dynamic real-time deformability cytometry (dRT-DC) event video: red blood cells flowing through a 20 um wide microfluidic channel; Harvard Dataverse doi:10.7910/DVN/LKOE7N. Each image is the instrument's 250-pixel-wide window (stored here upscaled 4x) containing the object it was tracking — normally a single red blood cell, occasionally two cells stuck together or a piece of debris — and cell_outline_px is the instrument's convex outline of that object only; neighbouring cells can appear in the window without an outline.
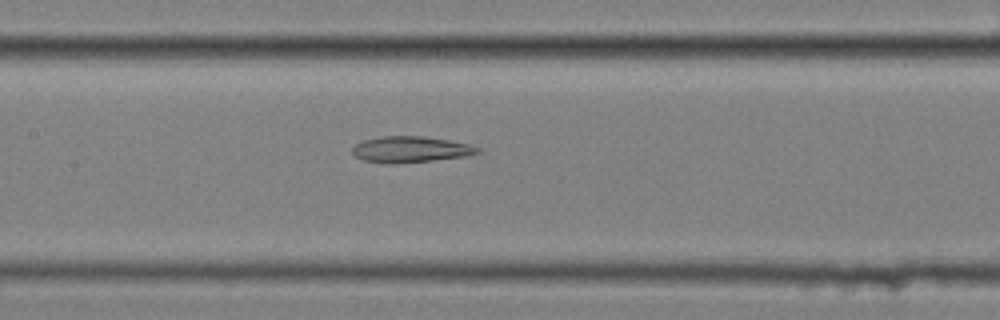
{"species": "common noctule bat (a hibernating species)", "species_latin": "Nyctalus noctula", "temperature_condition": "cold", "stored_images_in_passage": 41, "camera_frame_rate_fps": 3000, "um_per_image_px": 0.085, "animal": {"sex": "female", "body_mass_g": 25.1}, "frame": {"image": 1, "passage_image": 18, "time_ms": 5.667, "image_size_px": [1000, 320], "cell_outline_px": [[480, 152], [468, 156], [432, 160], [392, 164], [388, 164], [364, 160], [356, 156], [352, 152], [352, 148], [356, 144], [364, 140], [380, 136], [420, 136], [448, 140], [468, 144], [480, 148]], "centroid_in_image_um": [34.89, 12.7], "position_along_channel_um": 172.5, "area_um2": 18.9}}
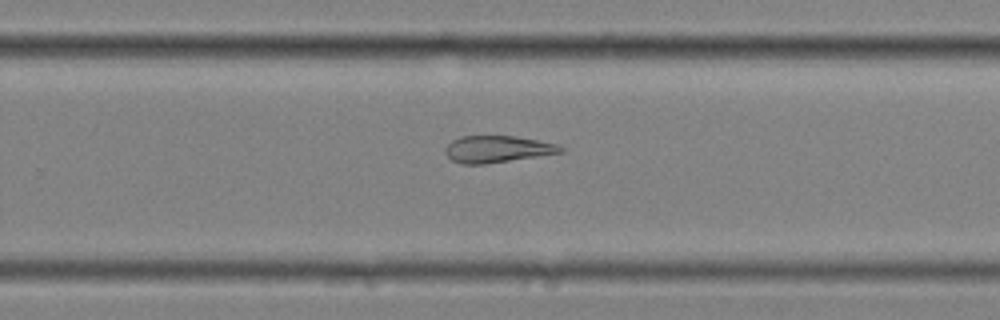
{"frame": {"image": 2, "passage_image": 28, "time_ms": 9.0, "image_size_px": [1000, 320], "cell_outline_px": [[564, 152], [484, 164], [464, 164], [452, 160], [444, 152], [444, 148], [452, 140], [460, 136], [512, 136], [536, 140], [556, 144], [564, 148]], "centroid_in_image_um": [42.23, 12.67], "position_along_channel_um": 287.6, "area_um2": 17.8}}
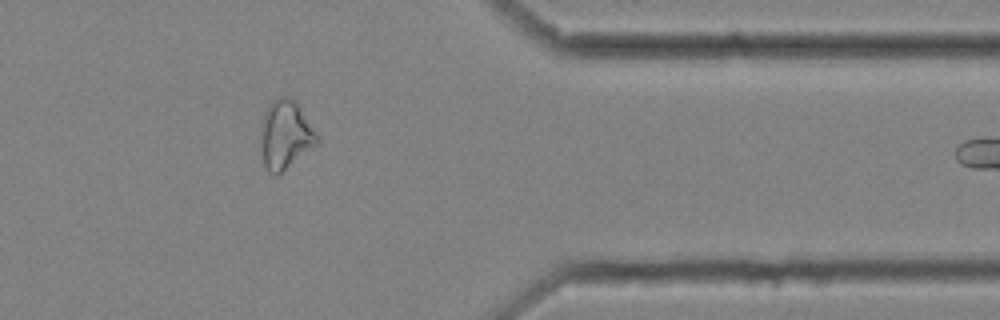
{"frame": {"image": 3, "passage_image": 38, "time_ms": 12.333, "image_size_px": [1000, 320], "cell_outline_px": [[320, 140], [316, 144], [276, 176], [268, 172], [264, 164], [260, 144], [260, 132], [264, 112], [276, 100], [284, 96], [292, 100], [296, 104], [320, 136]], "centroid_in_image_um": [24.24, 11.5], "position_along_channel_um": 387.2, "area_um2": 21.91}}